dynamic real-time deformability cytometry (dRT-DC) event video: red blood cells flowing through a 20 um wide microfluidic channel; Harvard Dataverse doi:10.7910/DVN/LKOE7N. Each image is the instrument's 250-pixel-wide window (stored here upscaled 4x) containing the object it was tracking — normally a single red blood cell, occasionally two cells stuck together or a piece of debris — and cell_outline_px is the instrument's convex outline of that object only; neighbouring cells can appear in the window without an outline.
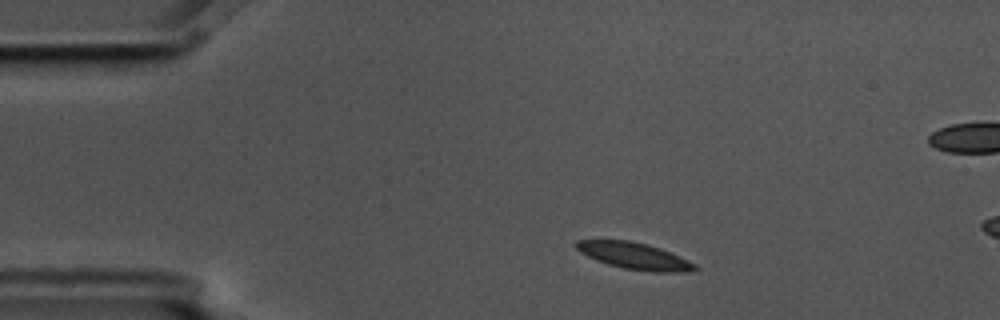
{"species": "common noctule bat (a hibernating species)", "species_latin": "Nyctalus noctula", "temperature_condition": "cold", "stored_images_in_passage": 3, "camera_frame_rate_fps": 3000, "um_per_image_px": 0.085, "animal": {"sex": "male", "body_mass_g": 17.5, "forearm_length_mm": 52.3}, "frame": {"image": 1, "passage_image": 1, "time_ms": 0.0, "image_size_px": [1000, 320], "cell_outline_px": [[700, 268], [692, 272], [652, 272], [624, 268], [608, 264], [596, 260], [580, 252], [576, 248], [576, 240], [628, 240], [648, 244], [660, 248], [680, 256], [696, 264]], "centroid_in_image_um": [53.98, 21.76], "position_along_channel_um": 31.0, "area_um2": 18.5}}